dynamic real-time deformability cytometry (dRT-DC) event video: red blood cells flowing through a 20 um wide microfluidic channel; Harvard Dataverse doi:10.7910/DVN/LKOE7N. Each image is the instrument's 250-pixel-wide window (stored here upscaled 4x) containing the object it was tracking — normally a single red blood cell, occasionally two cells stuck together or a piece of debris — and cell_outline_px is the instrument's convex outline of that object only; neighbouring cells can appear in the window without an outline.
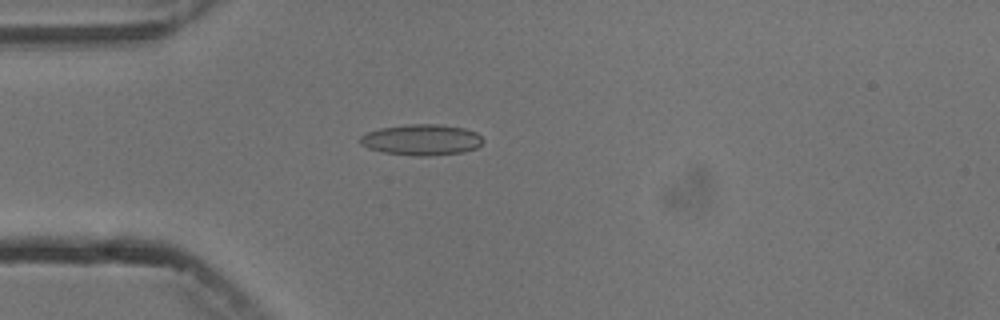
{"species": "common noctule bat (a hibernating species)", "species_latin": "Nyctalus noctula", "temperature_condition": "cold", "stored_images_in_passage": 5, "camera_frame_rate_fps": 3000, "um_per_image_px": 0.085, "animal": {"sex": "male", "body_mass_g": 13.3}, "frame": {"image": 1, "passage_image": 4, "time_ms": 4.667, "image_size_px": [1000, 320], "cell_outline_px": [[484, 140], [476, 148], [464, 152], [428, 156], [416, 156], [384, 152], [368, 148], [360, 144], [360, 136], [368, 132], [380, 128], [408, 124], [436, 124], [464, 128], [476, 132]], "centroid_in_image_um": [35.83, 11.88], "position_along_channel_um": 49.2, "area_um2": 22.08}}